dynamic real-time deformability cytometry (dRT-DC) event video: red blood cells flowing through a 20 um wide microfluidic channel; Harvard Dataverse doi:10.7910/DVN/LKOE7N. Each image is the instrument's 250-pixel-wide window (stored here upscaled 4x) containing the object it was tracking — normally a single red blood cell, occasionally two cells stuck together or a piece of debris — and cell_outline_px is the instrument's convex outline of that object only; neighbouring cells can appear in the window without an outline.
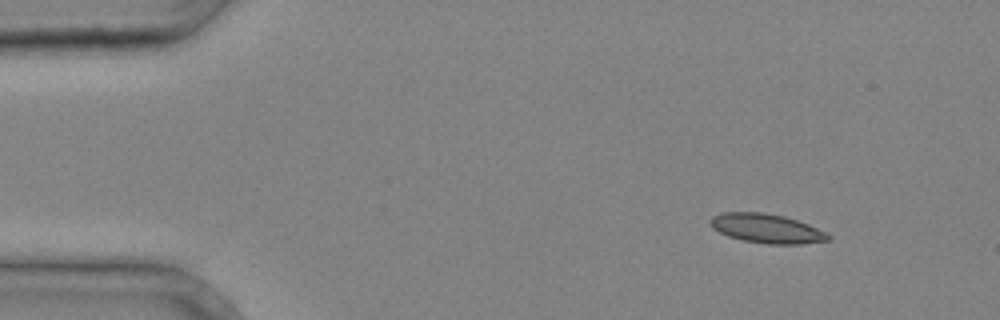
{"species": "common noctule bat (a hibernating species)", "species_latin": "Nyctalus noctula", "temperature_condition": "cold", "stored_images_in_passage": 3, "camera_frame_rate_fps": 3000, "um_per_image_px": 0.085, "animal": {"sex": "male", "body_mass_g": 20.4}, "frame": {"image": 1, "passage_image": 1, "time_ms": 0.0, "image_size_px": [1000, 320], "cell_outline_px": [[832, 240], [800, 244], [768, 244], [744, 240], [728, 236], [712, 228], [708, 220], [712, 216], [724, 212], [760, 212], [784, 216], [808, 224], [832, 236]], "centroid_in_image_um": [65.16, 19.42], "position_along_channel_um": 19.8, "area_um2": 20.0}}
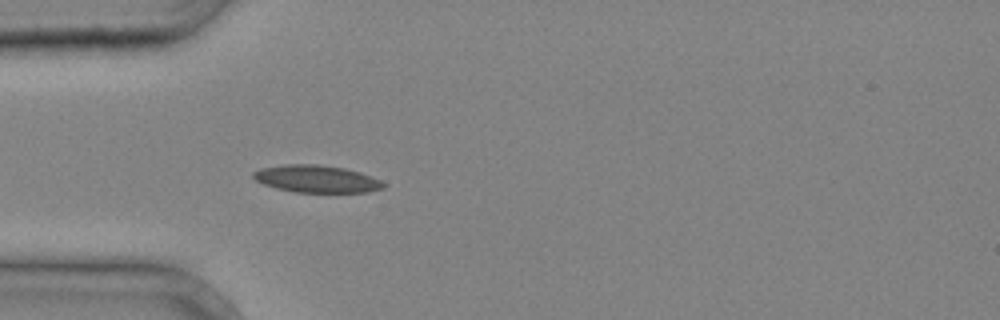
{"frame": {"image": 2, "passage_image": 3, "time_ms": 0.667, "image_size_px": [1000, 320], "cell_outline_px": [[384, 188], [368, 192], [296, 192], [276, 188], [264, 184], [256, 180], [252, 176], [252, 172], [260, 168], [284, 164], [316, 164], [344, 168], [360, 172], [380, 180], [384, 184]], "centroid_in_image_um": [26.88, 15.2], "position_along_channel_um": 58.1, "area_um2": 20.63}}